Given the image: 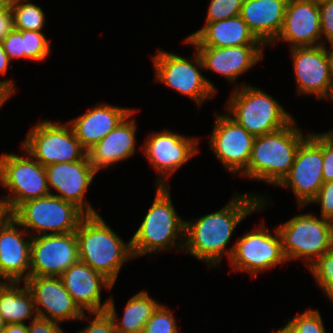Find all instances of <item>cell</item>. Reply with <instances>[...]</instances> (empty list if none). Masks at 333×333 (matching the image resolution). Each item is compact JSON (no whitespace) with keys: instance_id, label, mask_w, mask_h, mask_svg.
I'll return each instance as SVG.
<instances>
[{"instance_id":"obj_53","label":"cell","mask_w":333,"mask_h":333,"mask_svg":"<svg viewBox=\"0 0 333 333\" xmlns=\"http://www.w3.org/2000/svg\"><path fill=\"white\" fill-rule=\"evenodd\" d=\"M61 333H65L64 329L62 330ZM75 333H81V332H80V331H77V332H75Z\"/></svg>"},{"instance_id":"obj_18","label":"cell","mask_w":333,"mask_h":333,"mask_svg":"<svg viewBox=\"0 0 333 333\" xmlns=\"http://www.w3.org/2000/svg\"><path fill=\"white\" fill-rule=\"evenodd\" d=\"M24 282L32 293L37 317L61 324L79 320L84 314L63 286L60 277L29 276Z\"/></svg>"},{"instance_id":"obj_6","label":"cell","mask_w":333,"mask_h":333,"mask_svg":"<svg viewBox=\"0 0 333 333\" xmlns=\"http://www.w3.org/2000/svg\"><path fill=\"white\" fill-rule=\"evenodd\" d=\"M194 49L193 57H183L161 48L157 49V53L152 56L156 75L154 81L189 97L201 108L206 100L215 97L217 88L203 76L202 59L197 49Z\"/></svg>"},{"instance_id":"obj_40","label":"cell","mask_w":333,"mask_h":333,"mask_svg":"<svg viewBox=\"0 0 333 333\" xmlns=\"http://www.w3.org/2000/svg\"><path fill=\"white\" fill-rule=\"evenodd\" d=\"M62 330L60 323L41 317L29 320L28 323V333H61Z\"/></svg>"},{"instance_id":"obj_17","label":"cell","mask_w":333,"mask_h":333,"mask_svg":"<svg viewBox=\"0 0 333 333\" xmlns=\"http://www.w3.org/2000/svg\"><path fill=\"white\" fill-rule=\"evenodd\" d=\"M298 95L329 99L333 89L325 45L290 48Z\"/></svg>"},{"instance_id":"obj_8","label":"cell","mask_w":333,"mask_h":333,"mask_svg":"<svg viewBox=\"0 0 333 333\" xmlns=\"http://www.w3.org/2000/svg\"><path fill=\"white\" fill-rule=\"evenodd\" d=\"M11 216L34 237L76 232L86 214L75 204L49 194L22 203Z\"/></svg>"},{"instance_id":"obj_12","label":"cell","mask_w":333,"mask_h":333,"mask_svg":"<svg viewBox=\"0 0 333 333\" xmlns=\"http://www.w3.org/2000/svg\"><path fill=\"white\" fill-rule=\"evenodd\" d=\"M323 132H310L300 144L289 173L277 185L291 189L301 210L317 196L323 185Z\"/></svg>"},{"instance_id":"obj_28","label":"cell","mask_w":333,"mask_h":333,"mask_svg":"<svg viewBox=\"0 0 333 333\" xmlns=\"http://www.w3.org/2000/svg\"><path fill=\"white\" fill-rule=\"evenodd\" d=\"M0 313L6 325L25 324L37 317L32 293L25 282H0Z\"/></svg>"},{"instance_id":"obj_27","label":"cell","mask_w":333,"mask_h":333,"mask_svg":"<svg viewBox=\"0 0 333 333\" xmlns=\"http://www.w3.org/2000/svg\"><path fill=\"white\" fill-rule=\"evenodd\" d=\"M161 304L152 296L150 297L147 290H142L127 301L122 319L117 317L112 296H109L106 311L114 321L116 333H142L145 324Z\"/></svg>"},{"instance_id":"obj_46","label":"cell","mask_w":333,"mask_h":333,"mask_svg":"<svg viewBox=\"0 0 333 333\" xmlns=\"http://www.w3.org/2000/svg\"><path fill=\"white\" fill-rule=\"evenodd\" d=\"M11 216L8 207L6 205L5 199L2 197L0 199V225Z\"/></svg>"},{"instance_id":"obj_7","label":"cell","mask_w":333,"mask_h":333,"mask_svg":"<svg viewBox=\"0 0 333 333\" xmlns=\"http://www.w3.org/2000/svg\"><path fill=\"white\" fill-rule=\"evenodd\" d=\"M276 228L287 262L301 259L308 268L333 248V222L312 212L295 215Z\"/></svg>"},{"instance_id":"obj_21","label":"cell","mask_w":333,"mask_h":333,"mask_svg":"<svg viewBox=\"0 0 333 333\" xmlns=\"http://www.w3.org/2000/svg\"><path fill=\"white\" fill-rule=\"evenodd\" d=\"M59 277L67 292L84 313L106 311L109 298L101 303V291L103 288L111 291L114 284L103 274L79 260Z\"/></svg>"},{"instance_id":"obj_23","label":"cell","mask_w":333,"mask_h":333,"mask_svg":"<svg viewBox=\"0 0 333 333\" xmlns=\"http://www.w3.org/2000/svg\"><path fill=\"white\" fill-rule=\"evenodd\" d=\"M136 111L130 112L116 128L88 151L90 162L97 173L110 169L135 154L137 122L132 115Z\"/></svg>"},{"instance_id":"obj_35","label":"cell","mask_w":333,"mask_h":333,"mask_svg":"<svg viewBox=\"0 0 333 333\" xmlns=\"http://www.w3.org/2000/svg\"><path fill=\"white\" fill-rule=\"evenodd\" d=\"M93 317H91V315ZM84 313L79 319L80 321H90L86 324L84 328H81L79 331L81 333H116L115 324L112 317L107 311L104 312H94V313ZM90 318H93L90 320Z\"/></svg>"},{"instance_id":"obj_43","label":"cell","mask_w":333,"mask_h":333,"mask_svg":"<svg viewBox=\"0 0 333 333\" xmlns=\"http://www.w3.org/2000/svg\"><path fill=\"white\" fill-rule=\"evenodd\" d=\"M11 61L4 51V47L0 42V75H6Z\"/></svg>"},{"instance_id":"obj_11","label":"cell","mask_w":333,"mask_h":333,"mask_svg":"<svg viewBox=\"0 0 333 333\" xmlns=\"http://www.w3.org/2000/svg\"><path fill=\"white\" fill-rule=\"evenodd\" d=\"M265 223L238 237L231 258L230 266L233 271L251 274L252 278L258 273L275 268L287 262L282 251V240L279 231L274 227L272 234Z\"/></svg>"},{"instance_id":"obj_30","label":"cell","mask_w":333,"mask_h":333,"mask_svg":"<svg viewBox=\"0 0 333 333\" xmlns=\"http://www.w3.org/2000/svg\"><path fill=\"white\" fill-rule=\"evenodd\" d=\"M24 59L42 62L51 53V41L43 31L22 30Z\"/></svg>"},{"instance_id":"obj_4","label":"cell","mask_w":333,"mask_h":333,"mask_svg":"<svg viewBox=\"0 0 333 333\" xmlns=\"http://www.w3.org/2000/svg\"><path fill=\"white\" fill-rule=\"evenodd\" d=\"M295 125L255 136L248 167L240 174L247 179L277 186L289 173L300 144L309 136Z\"/></svg>"},{"instance_id":"obj_33","label":"cell","mask_w":333,"mask_h":333,"mask_svg":"<svg viewBox=\"0 0 333 333\" xmlns=\"http://www.w3.org/2000/svg\"><path fill=\"white\" fill-rule=\"evenodd\" d=\"M142 333H180V331L173 312L161 304L145 324Z\"/></svg>"},{"instance_id":"obj_1","label":"cell","mask_w":333,"mask_h":333,"mask_svg":"<svg viewBox=\"0 0 333 333\" xmlns=\"http://www.w3.org/2000/svg\"><path fill=\"white\" fill-rule=\"evenodd\" d=\"M265 198L264 194L236 192L220 210L185 220L183 252L205 262L209 268L219 267L225 255L229 261L235 243L231 247L228 244L235 228L255 211L267 209L271 201Z\"/></svg>"},{"instance_id":"obj_52","label":"cell","mask_w":333,"mask_h":333,"mask_svg":"<svg viewBox=\"0 0 333 333\" xmlns=\"http://www.w3.org/2000/svg\"><path fill=\"white\" fill-rule=\"evenodd\" d=\"M329 99L333 101V89H332V93H331V96Z\"/></svg>"},{"instance_id":"obj_41","label":"cell","mask_w":333,"mask_h":333,"mask_svg":"<svg viewBox=\"0 0 333 333\" xmlns=\"http://www.w3.org/2000/svg\"><path fill=\"white\" fill-rule=\"evenodd\" d=\"M14 28L13 14L9 5L0 13V42Z\"/></svg>"},{"instance_id":"obj_24","label":"cell","mask_w":333,"mask_h":333,"mask_svg":"<svg viewBox=\"0 0 333 333\" xmlns=\"http://www.w3.org/2000/svg\"><path fill=\"white\" fill-rule=\"evenodd\" d=\"M134 109L98 103L95 107L67 121L82 147L88 152Z\"/></svg>"},{"instance_id":"obj_39","label":"cell","mask_w":333,"mask_h":333,"mask_svg":"<svg viewBox=\"0 0 333 333\" xmlns=\"http://www.w3.org/2000/svg\"><path fill=\"white\" fill-rule=\"evenodd\" d=\"M323 182L333 180V141L323 134Z\"/></svg>"},{"instance_id":"obj_2","label":"cell","mask_w":333,"mask_h":333,"mask_svg":"<svg viewBox=\"0 0 333 333\" xmlns=\"http://www.w3.org/2000/svg\"><path fill=\"white\" fill-rule=\"evenodd\" d=\"M75 234L79 260L103 274L113 284L117 281L123 264L135 259L131 240L124 242L99 213L86 215Z\"/></svg>"},{"instance_id":"obj_34","label":"cell","mask_w":333,"mask_h":333,"mask_svg":"<svg viewBox=\"0 0 333 333\" xmlns=\"http://www.w3.org/2000/svg\"><path fill=\"white\" fill-rule=\"evenodd\" d=\"M244 0H210L205 23L221 21L240 15Z\"/></svg>"},{"instance_id":"obj_22","label":"cell","mask_w":333,"mask_h":333,"mask_svg":"<svg viewBox=\"0 0 333 333\" xmlns=\"http://www.w3.org/2000/svg\"><path fill=\"white\" fill-rule=\"evenodd\" d=\"M265 45L231 47H194L203 62L204 70L223 76L231 84L263 59Z\"/></svg>"},{"instance_id":"obj_13","label":"cell","mask_w":333,"mask_h":333,"mask_svg":"<svg viewBox=\"0 0 333 333\" xmlns=\"http://www.w3.org/2000/svg\"><path fill=\"white\" fill-rule=\"evenodd\" d=\"M198 144L196 136L189 137L170 129L147 136L140 149L158 173L157 186H170L169 177L198 154Z\"/></svg>"},{"instance_id":"obj_3","label":"cell","mask_w":333,"mask_h":333,"mask_svg":"<svg viewBox=\"0 0 333 333\" xmlns=\"http://www.w3.org/2000/svg\"><path fill=\"white\" fill-rule=\"evenodd\" d=\"M170 195L169 186H156L154 201L130 239L134 258L175 248L183 253L185 220L177 214Z\"/></svg>"},{"instance_id":"obj_31","label":"cell","mask_w":333,"mask_h":333,"mask_svg":"<svg viewBox=\"0 0 333 333\" xmlns=\"http://www.w3.org/2000/svg\"><path fill=\"white\" fill-rule=\"evenodd\" d=\"M283 327L289 333H326L319 310L312 307L288 319Z\"/></svg>"},{"instance_id":"obj_36","label":"cell","mask_w":333,"mask_h":333,"mask_svg":"<svg viewBox=\"0 0 333 333\" xmlns=\"http://www.w3.org/2000/svg\"><path fill=\"white\" fill-rule=\"evenodd\" d=\"M322 44L333 42V0L318 2Z\"/></svg>"},{"instance_id":"obj_38","label":"cell","mask_w":333,"mask_h":333,"mask_svg":"<svg viewBox=\"0 0 333 333\" xmlns=\"http://www.w3.org/2000/svg\"><path fill=\"white\" fill-rule=\"evenodd\" d=\"M1 43L10 61L24 59L22 30L13 28Z\"/></svg>"},{"instance_id":"obj_14","label":"cell","mask_w":333,"mask_h":333,"mask_svg":"<svg viewBox=\"0 0 333 333\" xmlns=\"http://www.w3.org/2000/svg\"><path fill=\"white\" fill-rule=\"evenodd\" d=\"M214 115L209 148L224 169L229 170L235 177L248 167L255 136L239 125L226 111L224 114L215 111Z\"/></svg>"},{"instance_id":"obj_20","label":"cell","mask_w":333,"mask_h":333,"mask_svg":"<svg viewBox=\"0 0 333 333\" xmlns=\"http://www.w3.org/2000/svg\"><path fill=\"white\" fill-rule=\"evenodd\" d=\"M276 41L294 47L317 46L322 44L320 12L315 0H288L283 25Z\"/></svg>"},{"instance_id":"obj_26","label":"cell","mask_w":333,"mask_h":333,"mask_svg":"<svg viewBox=\"0 0 333 333\" xmlns=\"http://www.w3.org/2000/svg\"><path fill=\"white\" fill-rule=\"evenodd\" d=\"M288 0H244L240 16L266 47L281 31Z\"/></svg>"},{"instance_id":"obj_15","label":"cell","mask_w":333,"mask_h":333,"mask_svg":"<svg viewBox=\"0 0 333 333\" xmlns=\"http://www.w3.org/2000/svg\"><path fill=\"white\" fill-rule=\"evenodd\" d=\"M45 170L50 194L75 204L86 215L98 214L93 205L85 199L86 192L97 174L88 154L79 161L47 165ZM52 189L56 190L57 194H54Z\"/></svg>"},{"instance_id":"obj_44","label":"cell","mask_w":333,"mask_h":333,"mask_svg":"<svg viewBox=\"0 0 333 333\" xmlns=\"http://www.w3.org/2000/svg\"><path fill=\"white\" fill-rule=\"evenodd\" d=\"M3 333H28V324H8Z\"/></svg>"},{"instance_id":"obj_37","label":"cell","mask_w":333,"mask_h":333,"mask_svg":"<svg viewBox=\"0 0 333 333\" xmlns=\"http://www.w3.org/2000/svg\"><path fill=\"white\" fill-rule=\"evenodd\" d=\"M320 205L321 217L333 222V180L324 182L310 204Z\"/></svg>"},{"instance_id":"obj_32","label":"cell","mask_w":333,"mask_h":333,"mask_svg":"<svg viewBox=\"0 0 333 333\" xmlns=\"http://www.w3.org/2000/svg\"><path fill=\"white\" fill-rule=\"evenodd\" d=\"M308 269L314 276L315 284L326 295L333 288V248L325 252Z\"/></svg>"},{"instance_id":"obj_47","label":"cell","mask_w":333,"mask_h":333,"mask_svg":"<svg viewBox=\"0 0 333 333\" xmlns=\"http://www.w3.org/2000/svg\"><path fill=\"white\" fill-rule=\"evenodd\" d=\"M9 0H0V13L8 6Z\"/></svg>"},{"instance_id":"obj_49","label":"cell","mask_w":333,"mask_h":333,"mask_svg":"<svg viewBox=\"0 0 333 333\" xmlns=\"http://www.w3.org/2000/svg\"><path fill=\"white\" fill-rule=\"evenodd\" d=\"M325 136H327L331 141H333V129L332 130H328L327 132L323 133Z\"/></svg>"},{"instance_id":"obj_9","label":"cell","mask_w":333,"mask_h":333,"mask_svg":"<svg viewBox=\"0 0 333 333\" xmlns=\"http://www.w3.org/2000/svg\"><path fill=\"white\" fill-rule=\"evenodd\" d=\"M21 150L25 157L9 152L0 157V184L8 190V195L2 197L10 214L22 203L50 194L45 166L22 147Z\"/></svg>"},{"instance_id":"obj_25","label":"cell","mask_w":333,"mask_h":333,"mask_svg":"<svg viewBox=\"0 0 333 333\" xmlns=\"http://www.w3.org/2000/svg\"><path fill=\"white\" fill-rule=\"evenodd\" d=\"M184 43L193 47L264 45L250 31L240 15L206 23L201 29L188 35Z\"/></svg>"},{"instance_id":"obj_42","label":"cell","mask_w":333,"mask_h":333,"mask_svg":"<svg viewBox=\"0 0 333 333\" xmlns=\"http://www.w3.org/2000/svg\"><path fill=\"white\" fill-rule=\"evenodd\" d=\"M15 82L11 79L0 81V109L16 92Z\"/></svg>"},{"instance_id":"obj_5","label":"cell","mask_w":333,"mask_h":333,"mask_svg":"<svg viewBox=\"0 0 333 333\" xmlns=\"http://www.w3.org/2000/svg\"><path fill=\"white\" fill-rule=\"evenodd\" d=\"M226 113L250 134L261 136L283 129L293 120L279 102L266 91L248 83L233 85Z\"/></svg>"},{"instance_id":"obj_50","label":"cell","mask_w":333,"mask_h":333,"mask_svg":"<svg viewBox=\"0 0 333 333\" xmlns=\"http://www.w3.org/2000/svg\"><path fill=\"white\" fill-rule=\"evenodd\" d=\"M325 297H327L333 305V288L325 295Z\"/></svg>"},{"instance_id":"obj_16","label":"cell","mask_w":333,"mask_h":333,"mask_svg":"<svg viewBox=\"0 0 333 333\" xmlns=\"http://www.w3.org/2000/svg\"><path fill=\"white\" fill-rule=\"evenodd\" d=\"M79 261L75 232L32 237L29 276L59 277Z\"/></svg>"},{"instance_id":"obj_45","label":"cell","mask_w":333,"mask_h":333,"mask_svg":"<svg viewBox=\"0 0 333 333\" xmlns=\"http://www.w3.org/2000/svg\"><path fill=\"white\" fill-rule=\"evenodd\" d=\"M325 47H326V55H327L328 62H329L330 78L333 83V42L329 43V47L326 46V44H325Z\"/></svg>"},{"instance_id":"obj_48","label":"cell","mask_w":333,"mask_h":333,"mask_svg":"<svg viewBox=\"0 0 333 333\" xmlns=\"http://www.w3.org/2000/svg\"><path fill=\"white\" fill-rule=\"evenodd\" d=\"M5 326H6V323L4 322L3 317L0 313V333L4 332Z\"/></svg>"},{"instance_id":"obj_51","label":"cell","mask_w":333,"mask_h":333,"mask_svg":"<svg viewBox=\"0 0 333 333\" xmlns=\"http://www.w3.org/2000/svg\"><path fill=\"white\" fill-rule=\"evenodd\" d=\"M275 333H289L284 327L278 329V330H273Z\"/></svg>"},{"instance_id":"obj_29","label":"cell","mask_w":333,"mask_h":333,"mask_svg":"<svg viewBox=\"0 0 333 333\" xmlns=\"http://www.w3.org/2000/svg\"><path fill=\"white\" fill-rule=\"evenodd\" d=\"M8 5L12 10L15 29L43 31L46 16L41 6L29 0H9Z\"/></svg>"},{"instance_id":"obj_10","label":"cell","mask_w":333,"mask_h":333,"mask_svg":"<svg viewBox=\"0 0 333 333\" xmlns=\"http://www.w3.org/2000/svg\"><path fill=\"white\" fill-rule=\"evenodd\" d=\"M20 147L43 166L79 161L88 154L68 122L54 123L47 119L29 129Z\"/></svg>"},{"instance_id":"obj_19","label":"cell","mask_w":333,"mask_h":333,"mask_svg":"<svg viewBox=\"0 0 333 333\" xmlns=\"http://www.w3.org/2000/svg\"><path fill=\"white\" fill-rule=\"evenodd\" d=\"M31 241L12 216L0 225V282H24L29 277Z\"/></svg>"}]
</instances>
